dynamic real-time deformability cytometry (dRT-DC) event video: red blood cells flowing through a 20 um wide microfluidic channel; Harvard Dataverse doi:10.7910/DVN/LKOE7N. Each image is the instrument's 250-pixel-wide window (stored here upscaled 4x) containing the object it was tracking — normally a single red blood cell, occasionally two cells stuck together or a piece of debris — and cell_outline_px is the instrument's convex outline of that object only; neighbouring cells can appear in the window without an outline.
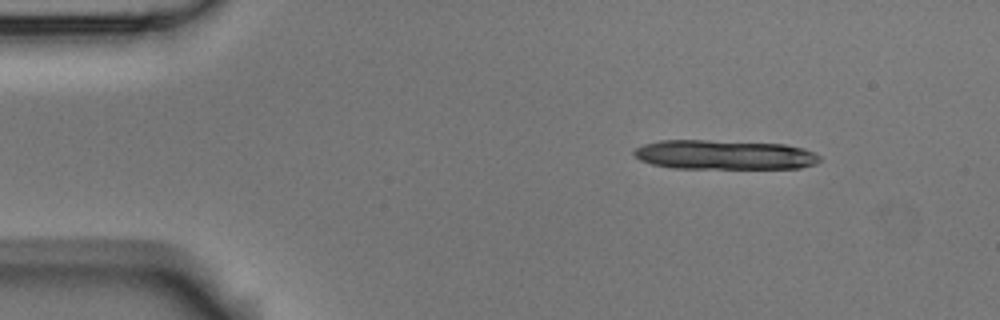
{"species": "Egyptian fruit bat (a non-hibernating species)", "species_latin": "Rousettus aegyptiacus", "temperature_condition": "room temperature", "stored_images_in_passage": 9, "camera_frame_rate_fps": 3000, "um_per_image_px": 0.085, "animal": {"sex": "male"}, "frame": {"image": 1, "passage_image": 1, "time_ms": 0.0, "image_size_px": [1000, 320], "cell_outline_px": [[820, 160], [816, 164], [800, 168], [672, 168], [652, 164], [640, 160], [632, 152], [636, 148], [644, 144], [660, 140], [708, 140], [784, 144], [804, 148], [820, 156]], "centroid_in_image_um": [61.57, 13.15], "position_along_channel_um": 23.4, "area_um2": 31.91}}